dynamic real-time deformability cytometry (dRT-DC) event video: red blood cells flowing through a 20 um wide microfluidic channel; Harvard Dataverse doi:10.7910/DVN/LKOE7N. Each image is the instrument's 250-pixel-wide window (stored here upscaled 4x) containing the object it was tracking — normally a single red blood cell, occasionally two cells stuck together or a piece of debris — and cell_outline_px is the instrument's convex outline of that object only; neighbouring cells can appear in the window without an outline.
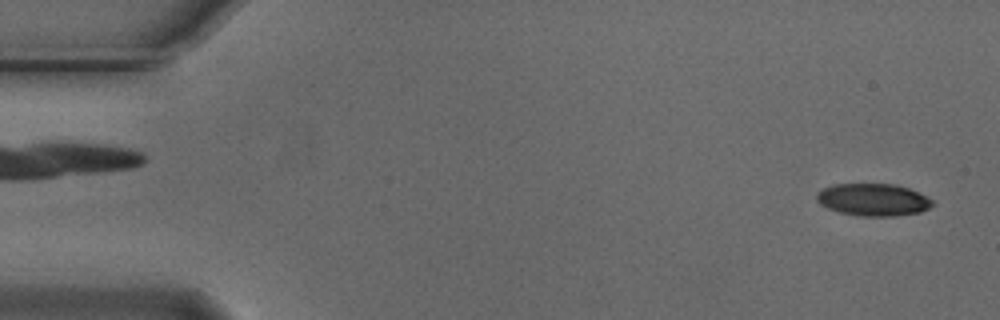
{"species": "Egyptian fruit bat (a non-hibernating species)", "species_latin": "Rousettus aegyptiacus", "temperature_condition": "cold", "stored_images_in_passage": 12, "camera_frame_rate_fps": 3000, "um_per_image_px": 0.085, "animal": {"sex": "male"}, "frame": {"image": 1, "passage_image": 2, "time_ms": 0.333, "image_size_px": [1000, 320], "cell_outline_px": [[932, 204], [928, 208], [920, 212], [896, 216], [856, 216], [840, 212], [828, 208], [820, 204], [816, 200], [816, 196], [824, 188], [832, 184], [896, 184], [908, 188], [932, 200]], "centroid_in_image_um": [74.19, 16.98], "position_along_channel_um": 10.8, "area_um2": 21.62}}